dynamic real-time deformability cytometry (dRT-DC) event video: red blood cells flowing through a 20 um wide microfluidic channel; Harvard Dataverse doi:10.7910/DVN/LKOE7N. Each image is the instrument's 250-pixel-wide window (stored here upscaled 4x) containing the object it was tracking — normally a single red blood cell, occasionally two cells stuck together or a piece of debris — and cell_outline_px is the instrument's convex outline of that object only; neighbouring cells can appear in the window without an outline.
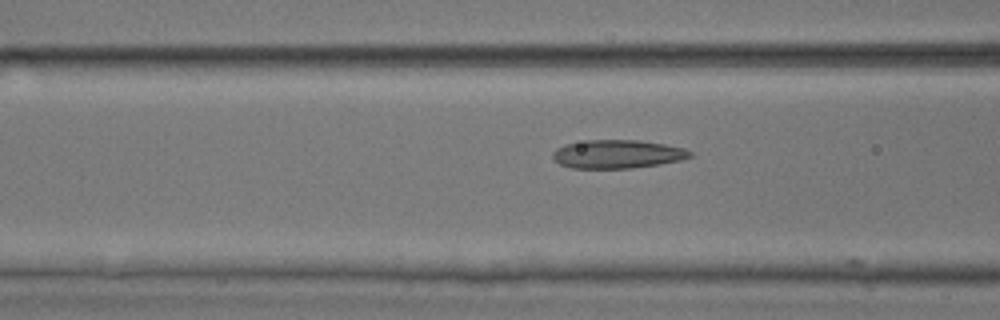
{"species": "common noctule bat (a hibernating species)", "species_latin": "Nyctalus noctula", "temperature_condition": "room temperature", "stored_images_in_passage": 22, "camera_frame_rate_fps": 3000, "um_per_image_px": 0.085, "animal": {"sex": "male", "body_mass_g": 17.9, "forearm_length_mm": 54.2}, "frame": {"image": 1, "passage_image": 21, "time_ms": 6.667, "image_size_px": [1000, 320], "cell_outline_px": [[692, 156], [680, 160], [660, 164], [632, 168], [572, 168], [560, 164], [552, 156], [552, 152], [556, 148], [564, 144], [588, 140], [640, 140], [664, 144], [684, 148], [692, 152]], "centroid_in_image_um": [52.47, 13.09], "position_along_channel_um": 114.1, "area_um2": 22.77}}